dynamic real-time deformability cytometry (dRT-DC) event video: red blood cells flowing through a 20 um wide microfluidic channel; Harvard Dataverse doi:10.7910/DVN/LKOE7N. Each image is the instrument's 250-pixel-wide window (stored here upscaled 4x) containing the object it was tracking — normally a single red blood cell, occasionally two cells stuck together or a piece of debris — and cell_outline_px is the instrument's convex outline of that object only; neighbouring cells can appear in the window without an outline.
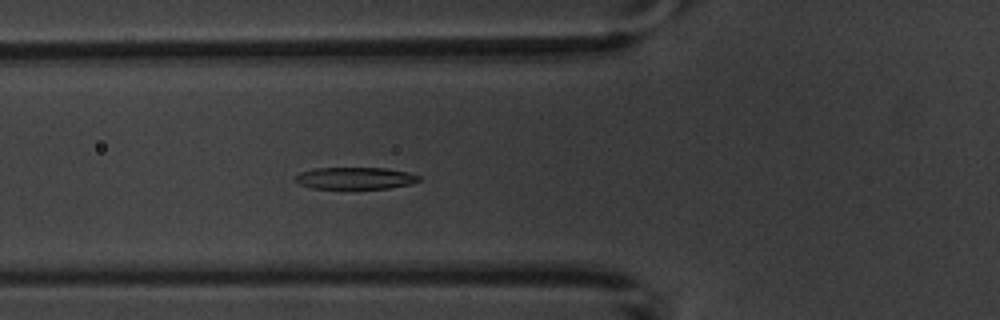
{"species": "common noctule bat (a hibernating species)", "species_latin": "Nyctalus noctula", "temperature_condition": "warm", "stored_images_in_passage": 2, "camera_frame_rate_fps": 3000, "um_per_image_px": 0.085, "animal": {"sex": "male", "body_mass_g": 20.1, "forearm_length_mm": 53.5}, "frame": {"image": 1, "passage_image": 2, "time_ms": 1.0, "image_size_px": [1000, 320], "cell_outline_px": [[420, 180], [412, 184], [388, 188], [312, 188], [300, 184], [296, 180], [296, 176], [300, 172], [316, 168], [384, 168], [408, 172], [420, 176]], "centroid_in_image_um": [30.22, 15.14], "position_along_channel_um": 95.6, "area_um2": 15.61}}